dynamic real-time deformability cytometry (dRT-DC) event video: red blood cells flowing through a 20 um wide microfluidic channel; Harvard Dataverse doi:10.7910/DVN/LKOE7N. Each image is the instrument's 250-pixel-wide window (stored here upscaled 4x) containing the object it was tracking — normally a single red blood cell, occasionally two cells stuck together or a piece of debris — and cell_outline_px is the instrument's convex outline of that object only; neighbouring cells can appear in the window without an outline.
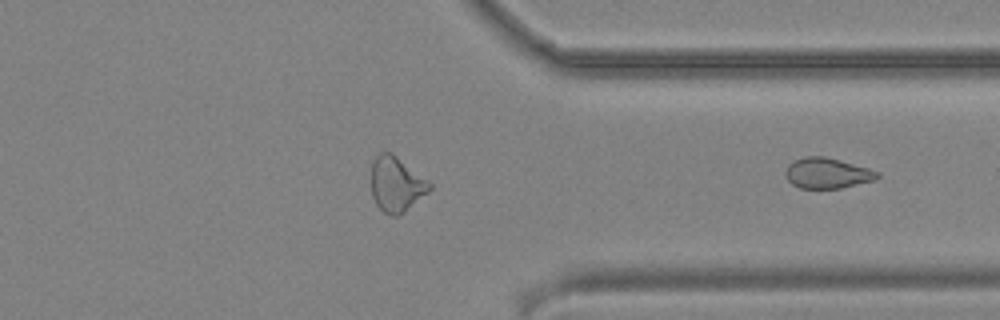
{"species": "common noctule bat (a hibernating species)", "species_latin": "Nyctalus noctula", "temperature_condition": "cold", "stored_images_in_passage": 22, "segment_of_instrument_passage": [2, 2], "camera_frame_rate_fps": 3000, "um_per_image_px": 0.085, "animal": {"sex": "male", "body_mass_g": 19.2, "forearm_length_mm": 51.8}, "frame": {"image": 1, "passage_image": 22, "time_ms": 7.0, "image_size_px": [1000, 320], "cell_outline_px": [[880, 176], [876, 180], [840, 188], [800, 188], [792, 184], [784, 176], [784, 172], [788, 164], [804, 156], [824, 156], [840, 160], [868, 168], [880, 172]], "centroid_in_image_um": [70.31, 14.72], "position_along_channel_um": 341.1, "area_um2": 16.42}}